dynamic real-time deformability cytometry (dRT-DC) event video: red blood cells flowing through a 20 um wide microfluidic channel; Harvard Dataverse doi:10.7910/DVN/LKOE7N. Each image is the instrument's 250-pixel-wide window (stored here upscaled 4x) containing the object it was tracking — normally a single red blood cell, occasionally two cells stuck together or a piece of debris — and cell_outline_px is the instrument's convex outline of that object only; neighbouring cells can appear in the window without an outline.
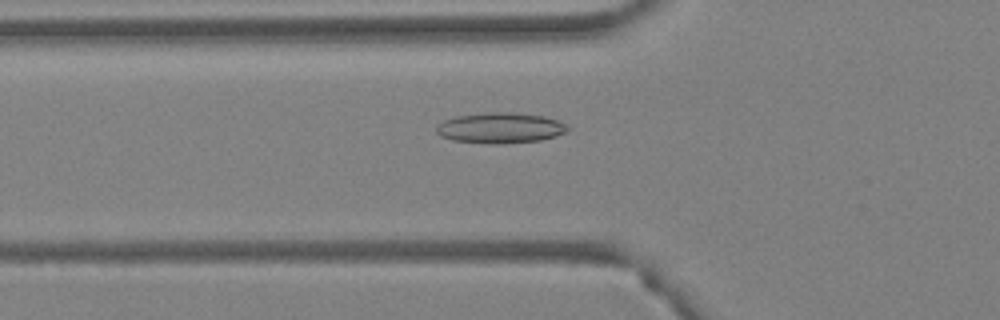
{"species": "Egyptian fruit bat (a non-hibernating species)", "species_latin": "Rousettus aegyptiacus", "temperature_condition": "warm", "stored_images_in_passage": 36, "camera_frame_rate_fps": 3000, "um_per_image_px": 0.085, "animal": {"sex": "female"}, "frame": {"image": 1, "passage_image": 2, "time_ms": 0.333, "image_size_px": [1000, 320], "cell_outline_px": [[568, 128], [564, 132], [556, 136], [540, 140], [500, 144], [492, 144], [452, 140], [440, 136], [436, 132], [436, 124], [444, 120], [456, 116], [484, 112], [512, 112], [544, 116], [556, 120], [564, 124]], "centroid_in_image_um": [42.46, 10.87], "position_along_channel_um": 83.3, "area_um2": 23.41}}
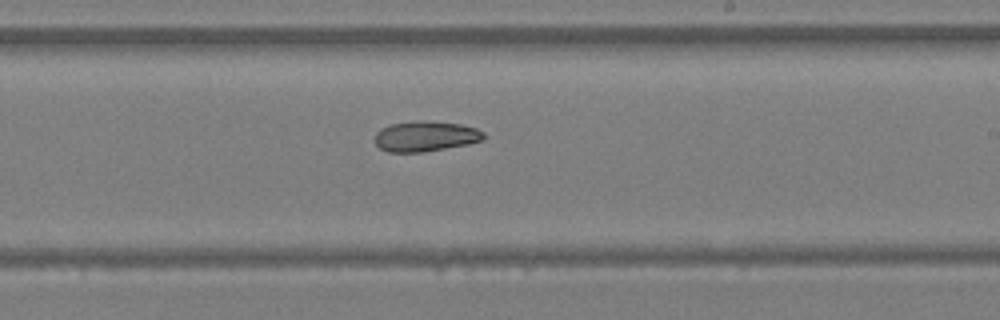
{"frame": {"image": 2, "passage_image": 15, "time_ms": 4.667, "image_size_px": [1000, 320], "cell_outline_px": [[484, 140], [468, 144], [424, 152], [388, 152], [380, 148], [376, 144], [376, 132], [380, 128], [392, 124], [416, 120], [424, 120], [460, 124], [476, 128], [484, 132]], "centroid_in_image_um": [36.17, 11.58], "position_along_channel_um": 252.8, "area_um2": 19.31}}
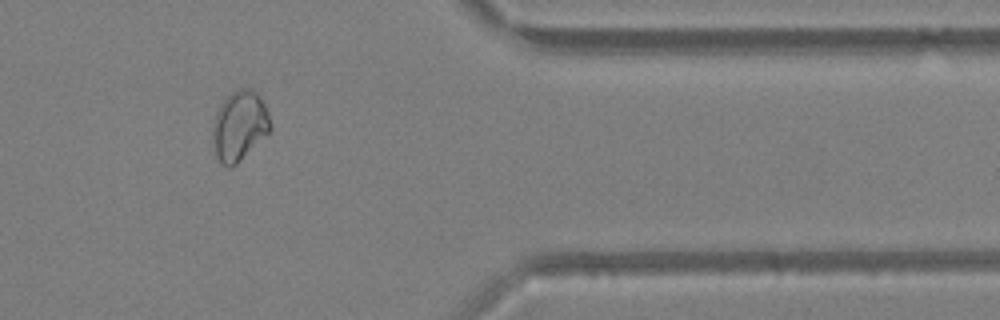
{"frame": {"image": 3, "passage_image": 27, "time_ms": 8.667, "image_size_px": [1000, 320], "cell_outline_px": [[272, 128], [232, 168], [228, 168], [220, 164], [216, 156], [212, 144], [212, 128], [216, 112], [220, 104], [232, 92], [240, 88], [252, 88], [260, 96], [268, 112], [272, 124]], "centroid_in_image_um": [20.33, 10.7], "position_along_channel_um": 391.1, "area_um2": 23.52}, "authors_computed_cell_mechanics": {"area_um2": 20.5768, "velocity_mm_per_s": 3.913, "shape_relaxation_time_tau1_ms": null, "shape_relaxation_time_tau2_ms": 8.8871, "deformation_change_tau1": null, "deformation_change_tau2": 0.1297}}